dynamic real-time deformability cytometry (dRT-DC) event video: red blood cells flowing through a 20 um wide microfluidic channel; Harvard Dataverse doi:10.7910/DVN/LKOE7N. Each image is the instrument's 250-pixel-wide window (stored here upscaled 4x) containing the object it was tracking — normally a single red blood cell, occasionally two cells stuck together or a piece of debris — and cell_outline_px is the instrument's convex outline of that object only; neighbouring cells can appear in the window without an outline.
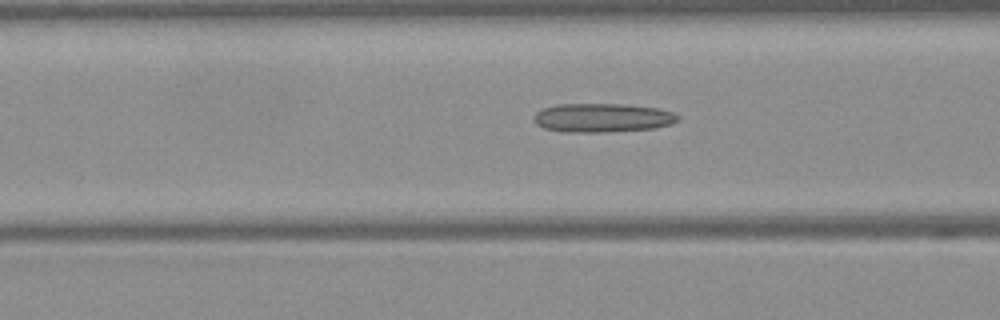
{"species": "Egyptian fruit bat (a non-hibernating species)", "species_latin": "Rousettus aegyptiacus", "temperature_condition": "warm", "stored_images_in_passage": 39, "camera_frame_rate_fps": 3000, "um_per_image_px": 0.085, "frame": {"image": 1, "passage_image": 18, "time_ms": 5.667, "image_size_px": [1000, 320], "cell_outline_px": [[680, 120], [672, 124], [656, 128], [604, 132], [564, 132], [544, 128], [536, 124], [532, 120], [532, 116], [536, 112], [544, 108], [560, 104], [620, 104], [660, 108], [672, 112], [680, 116]], "centroid_in_image_um": [51.22, 10.01], "position_along_channel_um": 115.4, "area_um2": 24.45}}
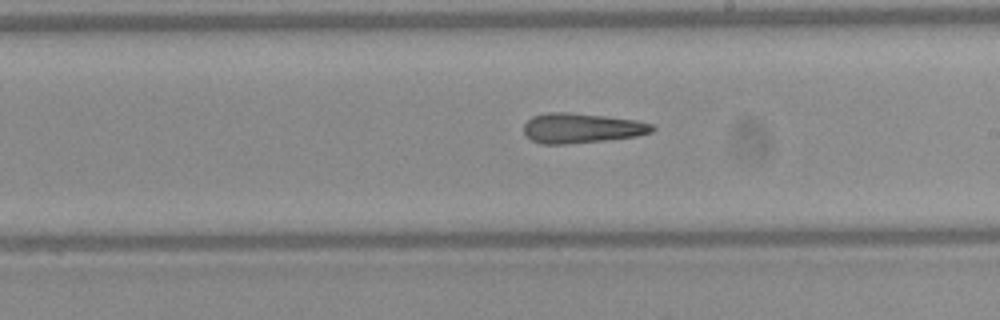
{"frame": {"image": 2, "passage_image": 27, "time_ms": 8.667, "image_size_px": [1000, 320], "cell_outline_px": [[656, 128], [652, 132], [636, 136], [608, 140], [564, 144], [540, 144], [532, 140], [524, 132], [524, 124], [532, 116], [544, 112], [564, 112], [604, 116], [636, 120], [652, 124]], "centroid_in_image_um": [49.42, 10.89], "position_along_channel_um": 239.6, "area_um2": 22.37}}
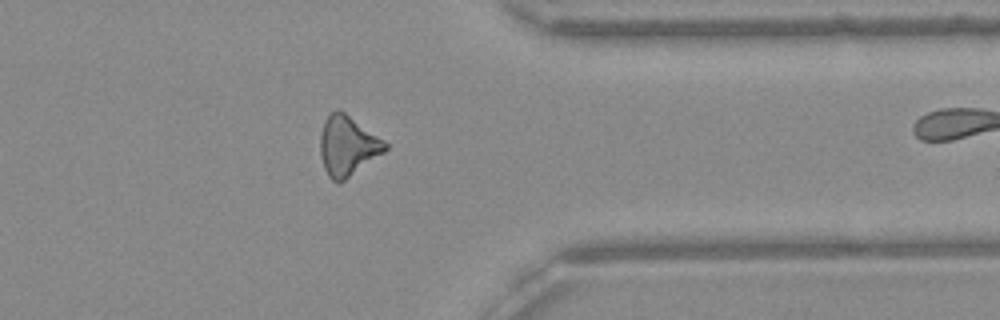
{"frame": {"image": 3, "passage_image": 38, "time_ms": 12.333, "image_size_px": [1000, 320], "cell_outline_px": [[388, 148], [384, 152], [340, 184], [336, 184], [328, 176], [324, 168], [320, 156], [320, 136], [324, 120], [336, 108], [344, 112], [384, 140], [388, 144]], "centroid_in_image_um": [29.52, 12.43], "position_along_channel_um": 381.9, "area_um2": 22.66}}